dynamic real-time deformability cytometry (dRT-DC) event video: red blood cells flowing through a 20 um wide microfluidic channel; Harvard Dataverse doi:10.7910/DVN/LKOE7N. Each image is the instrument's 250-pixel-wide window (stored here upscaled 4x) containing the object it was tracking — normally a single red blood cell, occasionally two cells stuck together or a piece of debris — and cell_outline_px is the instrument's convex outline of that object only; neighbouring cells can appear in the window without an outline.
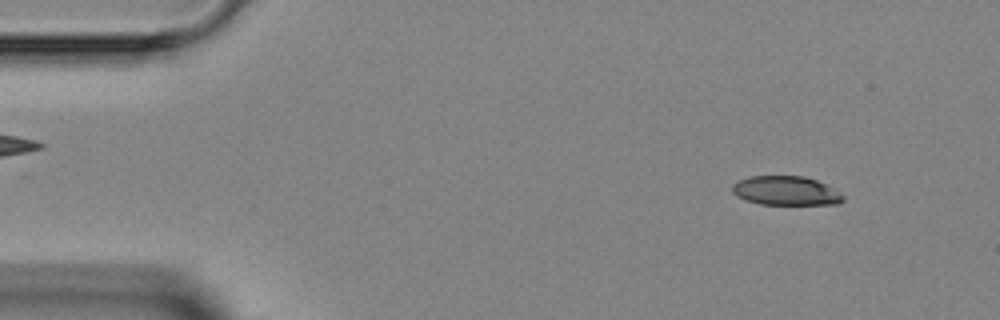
{"species": "Egyptian fruit bat (a non-hibernating species)", "species_latin": "Rousettus aegyptiacus", "temperature_condition": "room temperature", "stored_images_in_passage": 2, "camera_frame_rate_fps": 3000, "um_per_image_px": 0.085, "animal": {"sex": "female"}, "frame": {"image": 1, "passage_image": 1, "time_ms": 0.0, "image_size_px": [1000, 320], "cell_outline_px": [[844, 200], [840, 204], [760, 204], [744, 200], [736, 196], [732, 192], [732, 184], [748, 176], [804, 176], [816, 180], [840, 192], [844, 196]], "centroid_in_image_um": [66.78, 16.22], "position_along_channel_um": 18.2, "area_um2": 18.84}}